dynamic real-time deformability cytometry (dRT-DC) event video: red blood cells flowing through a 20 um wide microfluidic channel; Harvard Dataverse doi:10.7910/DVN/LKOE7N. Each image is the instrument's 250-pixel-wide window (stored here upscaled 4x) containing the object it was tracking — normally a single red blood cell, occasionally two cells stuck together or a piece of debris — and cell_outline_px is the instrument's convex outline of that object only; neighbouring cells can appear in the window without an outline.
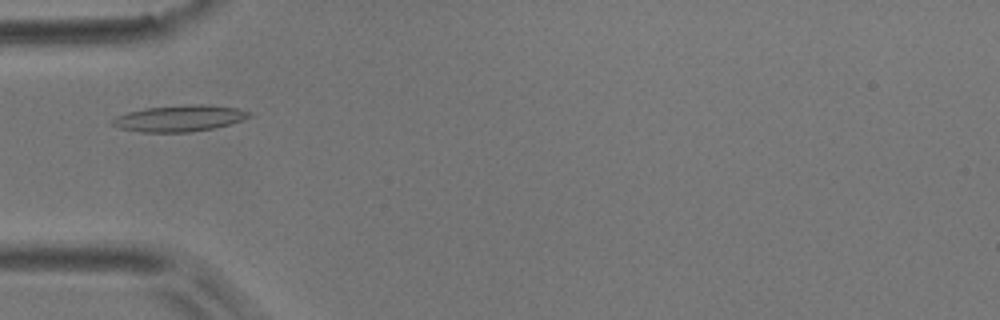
{"species": "common noctule bat (a hibernating species)", "species_latin": "Nyctalus noctula", "temperature_condition": "room temperature", "stored_images_in_passage": 6, "camera_frame_rate_fps": 3000, "um_per_image_px": 0.085, "animal": {"sex": "male", "body_mass_g": 17.9}, "frame": {"image": 1, "passage_image": 4, "time_ms": 3.667, "image_size_px": [1000, 320], "cell_outline_px": [[252, 116], [228, 124], [212, 128], [188, 132], [140, 132], [120, 128], [112, 124], [112, 120], [116, 116], [128, 112], [148, 108], [196, 104], [208, 104], [236, 108], [252, 112]], "centroid_in_image_um": [15.27, 10.05], "position_along_channel_um": 69.7, "area_um2": 20.63}}
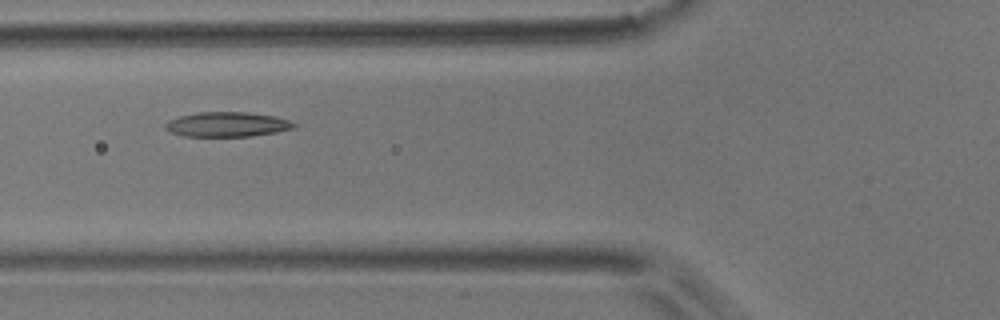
{"frame": {"image": 2, "passage_image": 5, "time_ms": 4.667, "image_size_px": [1000, 320], "cell_outline_px": [[296, 128], [276, 132], [252, 136], [184, 136], [172, 132], [164, 128], [164, 124], [168, 120], [180, 116], [200, 112], [248, 112], [276, 116], [288, 120], [296, 124]], "centroid_in_image_um": [19.32, 10.57], "position_along_channel_um": 106.5, "area_um2": 18.55}}
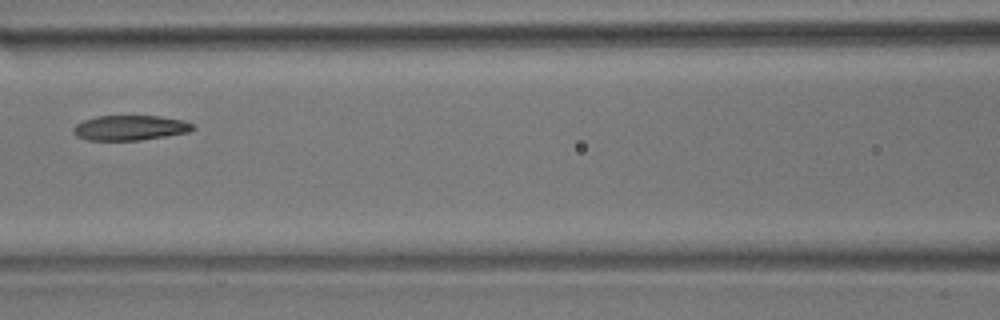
{"frame": {"image": 3, "passage_image": 6, "time_ms": 6.0, "image_size_px": [1000, 320], "cell_outline_px": [[196, 128], [188, 132], [140, 140], [88, 140], [76, 136], [72, 132], [72, 128], [76, 124], [84, 120], [96, 116], [160, 116], [184, 120], [192, 124]], "centroid_in_image_um": [11.03, 10.86], "position_along_channel_um": 155.6, "area_um2": 17.4}}